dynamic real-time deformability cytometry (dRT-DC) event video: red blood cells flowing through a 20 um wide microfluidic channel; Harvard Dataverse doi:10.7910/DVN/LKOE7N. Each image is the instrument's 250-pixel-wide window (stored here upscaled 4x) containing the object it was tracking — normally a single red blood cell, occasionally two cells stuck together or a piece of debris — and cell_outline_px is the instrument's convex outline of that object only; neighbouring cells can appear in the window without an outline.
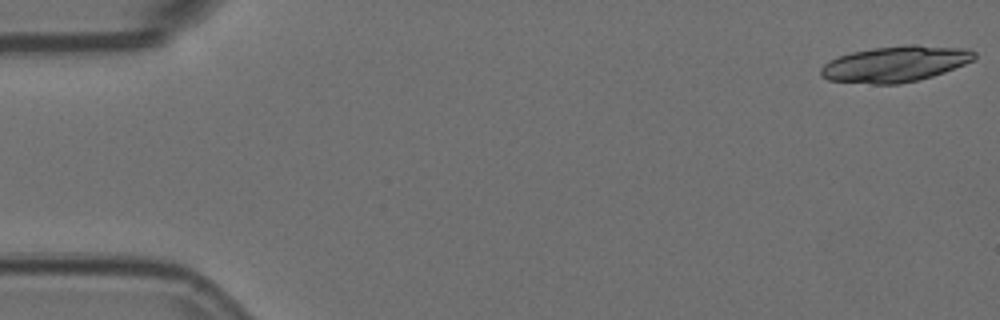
{"species": "Egyptian fruit bat (a non-hibernating species)", "species_latin": "Rousettus aegyptiacus", "temperature_condition": "room temperature", "stored_images_in_passage": 6, "segment_of_instrument_passage": [2, 2], "camera_frame_rate_fps": 3000, "um_per_image_px": 0.085, "animal": {"sex": "female"}, "frame": {"image": 1, "passage_image": 6, "time_ms": 1.667, "image_size_px": [1000, 320], "cell_outline_px": [[976, 56], [972, 60], [964, 64], [944, 72], [932, 76], [900, 84], [872, 84], [828, 80], [820, 76], [820, 68], [824, 64], [836, 56], [852, 52], [872, 48], [908, 44], [916, 44], [968, 48], [976, 52]], "centroid_in_image_um": [76.09, 5.42], "position_along_channel_um": 8.9, "area_um2": 32.31}}